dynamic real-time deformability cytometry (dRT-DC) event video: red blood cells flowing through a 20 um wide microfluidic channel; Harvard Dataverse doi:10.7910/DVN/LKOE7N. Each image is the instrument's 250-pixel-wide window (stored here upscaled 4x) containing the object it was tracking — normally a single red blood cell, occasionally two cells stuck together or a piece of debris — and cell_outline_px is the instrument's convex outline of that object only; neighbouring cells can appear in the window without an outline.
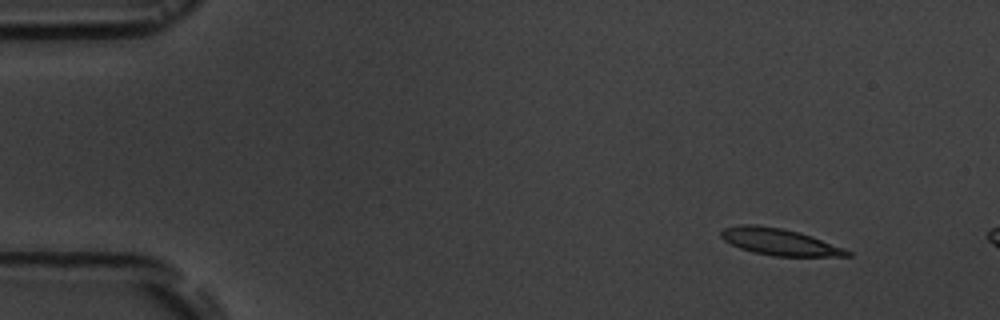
{"species": "common noctule bat (a hibernating species)", "species_latin": "Nyctalus noctula", "temperature_condition": "room temperature", "stored_images_in_passage": 5, "camera_frame_rate_fps": 3000, "um_per_image_px": 0.085, "animal": {"sex": "male", "body_mass_g": 19.5, "forearm_length_mm": 54.6}, "frame": {"image": 1, "passage_image": 1, "time_ms": 0.0, "image_size_px": [1000, 320], "cell_outline_px": [[852, 256], [776, 256], [752, 252], [740, 248], [724, 240], [720, 236], [720, 232], [724, 228], [744, 224], [756, 224], [784, 228], [800, 232], [812, 236], [844, 248], [852, 252]], "centroid_in_image_um": [66.26, 20.55], "position_along_channel_um": 18.7, "area_um2": 19.65}}
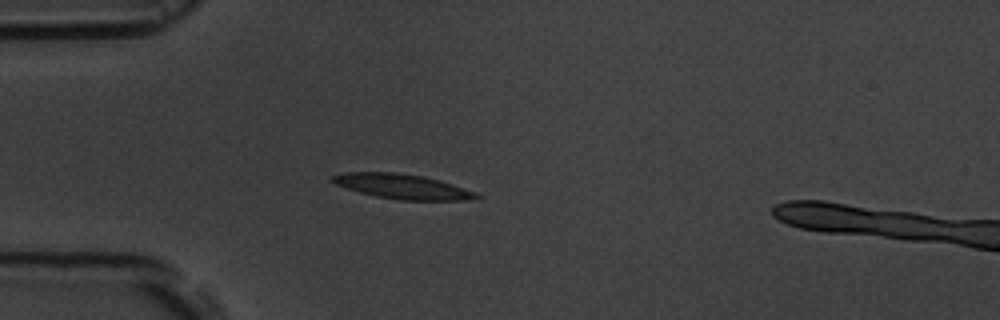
{"frame": {"image": 2, "passage_image": 4, "time_ms": 3.333, "image_size_px": [1000, 320], "cell_outline_px": [[480, 196], [464, 200], [400, 200], [376, 196], [360, 192], [336, 184], [332, 180], [332, 176], [344, 172], [396, 172], [424, 176], [440, 180], [476, 192]], "centroid_in_image_um": [34.2, 15.84], "position_along_channel_um": 50.8, "area_um2": 20.52}}